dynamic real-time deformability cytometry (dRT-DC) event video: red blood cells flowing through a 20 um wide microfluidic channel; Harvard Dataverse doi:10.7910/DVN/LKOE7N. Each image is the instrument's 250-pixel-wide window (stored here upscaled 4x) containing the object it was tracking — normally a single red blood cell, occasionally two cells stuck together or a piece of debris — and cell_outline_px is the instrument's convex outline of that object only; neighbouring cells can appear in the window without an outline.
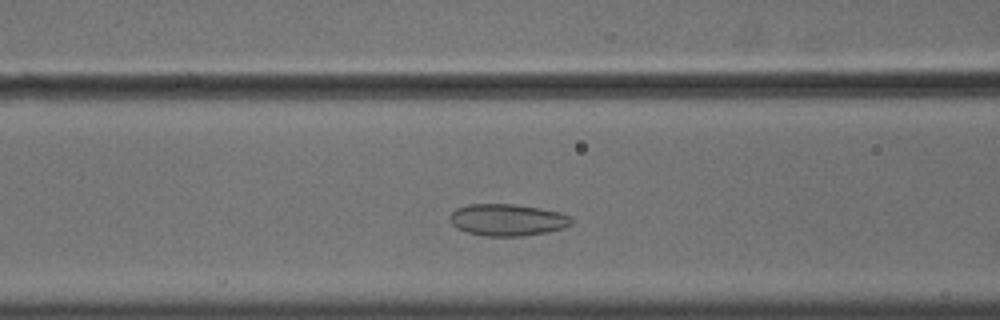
{"species": "common noctule bat (a hibernating species)", "species_latin": "Nyctalus noctula", "temperature_condition": "cold", "stored_images_in_passage": 38, "camera_frame_rate_fps": 3000, "um_per_image_px": 0.085, "animal": {"sex": "male", "body_mass_g": 18.8}, "frame": {"image": 1, "passage_image": 12, "time_ms": 3.667, "image_size_px": [1000, 320], "cell_outline_px": [[572, 224], [564, 228], [524, 236], [484, 236], [468, 232], [456, 228], [448, 220], [448, 216], [456, 208], [468, 204], [516, 204], [540, 208], [560, 212], [572, 216]], "centroid_in_image_um": [43.12, 18.68], "position_along_channel_um": 123.5, "area_um2": 22.77}}
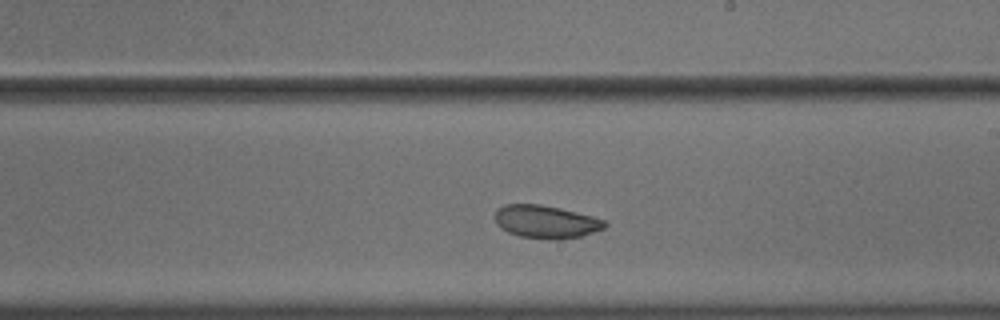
{"frame": {"image": 2, "passage_image": 22, "time_ms": 7.0, "image_size_px": [1000, 320], "cell_outline_px": [[608, 224], [604, 228], [580, 236], [520, 236], [508, 232], [500, 228], [496, 224], [496, 212], [504, 204], [540, 204], [560, 208], [592, 216], [604, 220]], "centroid_in_image_um": [46.37, 18.79], "position_along_channel_um": 242.6, "area_um2": 20.0}}
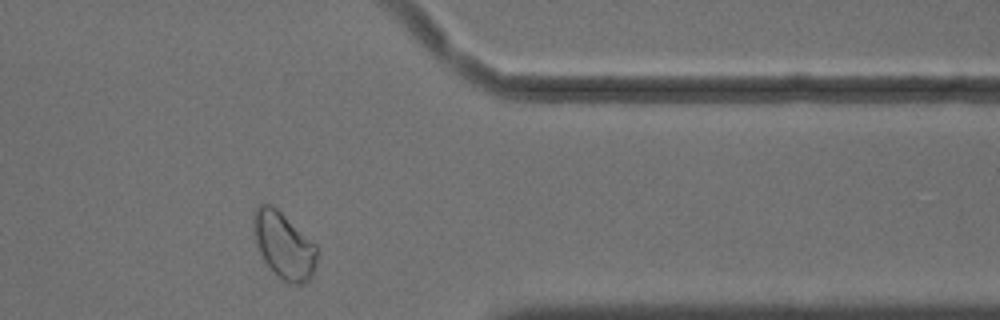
{"frame": {"image": 3, "passage_image": 35, "time_ms": 11.333, "image_size_px": [1000, 320], "cell_outline_px": [[316, 264], [312, 276], [308, 280], [300, 284], [292, 284], [276, 276], [272, 272], [264, 260], [256, 244], [252, 228], [252, 212], [260, 204], [268, 204], [276, 208], [316, 244]], "centroid_in_image_um": [24.09, 20.85], "position_along_channel_um": 387.3, "area_um2": 24.57}, "authors_computed_cell_mechanics": {"area_um2": 22.1085, "velocity_mm_per_s": 3.5715, "shape_relaxation_time_tau1_ms": null, "shape_relaxation_time_tau2_ms": 0.9586, "deformation_change_tau1": null, "deformation_change_tau2": 0.0391}}